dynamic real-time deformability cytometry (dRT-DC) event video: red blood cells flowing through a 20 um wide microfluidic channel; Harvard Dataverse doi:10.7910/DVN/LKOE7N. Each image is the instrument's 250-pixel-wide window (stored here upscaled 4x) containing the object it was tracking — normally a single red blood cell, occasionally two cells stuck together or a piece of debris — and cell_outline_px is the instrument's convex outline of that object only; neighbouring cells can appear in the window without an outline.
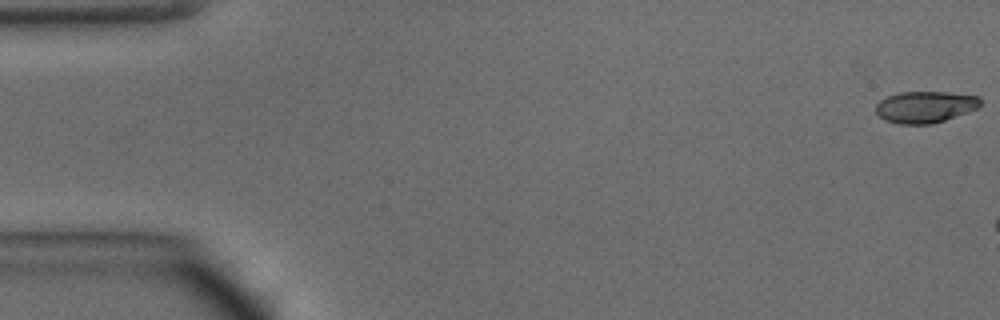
{"species": "common noctule bat (a hibernating species)", "species_latin": "Nyctalus noctula", "temperature_condition": "warm", "stored_images_in_passage": 7, "camera_frame_rate_fps": 3000, "um_per_image_px": 0.085, "animal": {"sex": "male", "body_mass_g": 15.6}, "frame": {"image": 1, "passage_image": 1, "time_ms": 0.0, "image_size_px": [1000, 320], "cell_outline_px": [[980, 104], [976, 108], [944, 120], [932, 124], [900, 124], [884, 120], [876, 112], [876, 104], [880, 100], [888, 96], [900, 92], [944, 92], [980, 96]], "centroid_in_image_um": [78.6, 9.09], "position_along_channel_um": 6.4, "area_um2": 19.02}}